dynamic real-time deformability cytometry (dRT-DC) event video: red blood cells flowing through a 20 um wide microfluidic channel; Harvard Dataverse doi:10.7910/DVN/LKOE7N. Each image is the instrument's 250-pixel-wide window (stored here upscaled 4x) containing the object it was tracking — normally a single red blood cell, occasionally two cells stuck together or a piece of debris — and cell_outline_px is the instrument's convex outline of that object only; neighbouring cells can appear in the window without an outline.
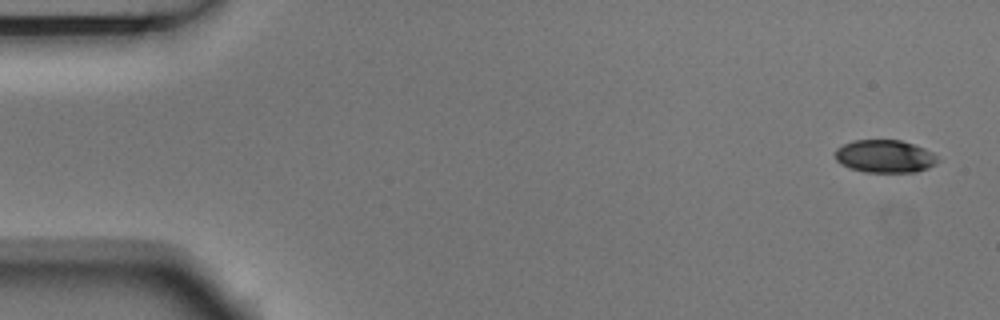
{"species": "Egyptian fruit bat (a non-hibernating species)", "species_latin": "Rousettus aegyptiacus", "temperature_condition": "room temperature", "stored_images_in_passage": 6, "camera_frame_rate_fps": 3000, "um_per_image_px": 0.085, "animal": {"sex": "male"}, "frame": {"image": 1, "passage_image": 1, "time_ms": 0.0, "image_size_px": [1000, 320], "cell_outline_px": [[940, 160], [936, 164], [928, 168], [916, 172], [864, 172], [848, 168], [840, 164], [836, 160], [836, 148], [852, 140], [900, 140], [924, 148], [932, 152]], "centroid_in_image_um": [75.2, 13.29], "position_along_channel_um": 9.8, "area_um2": 19.71}}
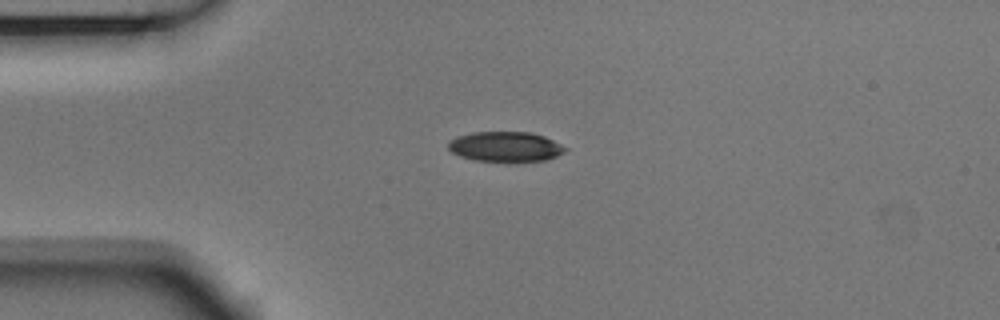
{"frame": {"image": 2, "passage_image": 4, "time_ms": 1.0, "image_size_px": [1000, 320], "cell_outline_px": [[568, 148], [564, 152], [556, 156], [544, 160], [508, 164], [476, 160], [460, 156], [452, 152], [448, 148], [448, 140], [456, 136], [472, 132], [532, 132], [544, 136]], "centroid_in_image_um": [42.94, 12.49], "position_along_channel_um": 42.1, "area_um2": 21.1}}
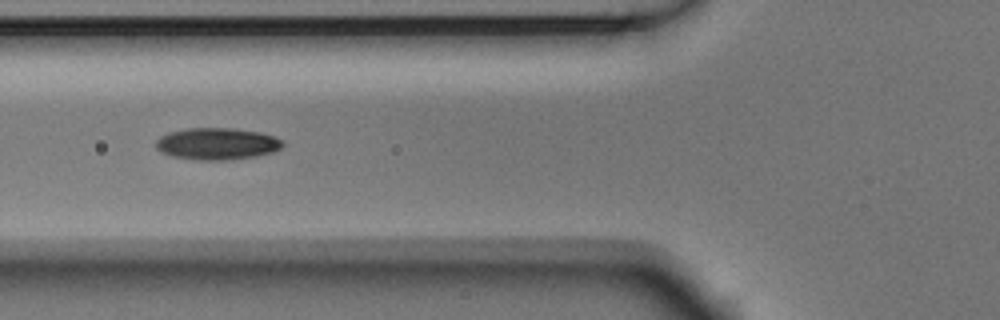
{"frame": {"image": 3, "passage_image": 6, "time_ms": 1.667, "image_size_px": [1000, 320], "cell_outline_px": [[284, 144], [280, 148], [272, 152], [256, 156], [228, 160], [196, 160], [172, 156], [160, 152], [156, 148], [156, 140], [160, 136], [168, 132], [188, 128], [236, 128], [260, 132], [284, 140]], "centroid_in_image_um": [18.43, 12.22], "position_along_channel_um": 107.4, "area_um2": 23.7}}